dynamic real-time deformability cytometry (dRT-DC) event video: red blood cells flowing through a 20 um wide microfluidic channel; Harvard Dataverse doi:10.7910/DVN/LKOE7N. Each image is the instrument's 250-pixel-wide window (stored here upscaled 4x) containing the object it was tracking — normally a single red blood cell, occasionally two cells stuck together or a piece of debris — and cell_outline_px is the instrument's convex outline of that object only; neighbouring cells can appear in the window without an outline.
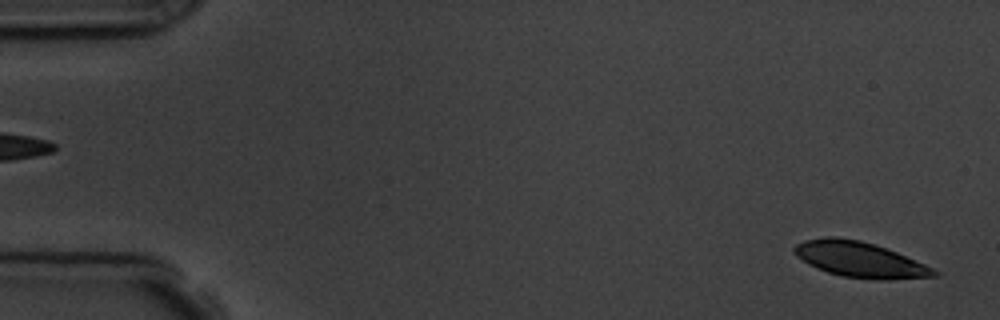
{"species": "common noctule bat (a hibernating species)", "species_latin": "Nyctalus noctula", "temperature_condition": "room temperature", "stored_images_in_passage": 6, "segment_of_instrument_passage": [2, 2], "camera_frame_rate_fps": 3000, "um_per_image_px": 0.085, "animal": {"sex": "male", "body_mass_g": 19.5, "forearm_length_mm": 54.6}, "frame": {"image": 1, "passage_image": 6, "time_ms": 6.0, "image_size_px": [1000, 320], "cell_outline_px": [[940, 276], [884, 280], [880, 280], [840, 276], [816, 268], [808, 264], [796, 256], [792, 252], [792, 248], [796, 244], [804, 240], [824, 236], [836, 236], [860, 240], [876, 244], [896, 252], [924, 264], [940, 272]], "centroid_in_image_um": [73.05, 22.05], "position_along_channel_um": 12.0, "area_um2": 29.13}}